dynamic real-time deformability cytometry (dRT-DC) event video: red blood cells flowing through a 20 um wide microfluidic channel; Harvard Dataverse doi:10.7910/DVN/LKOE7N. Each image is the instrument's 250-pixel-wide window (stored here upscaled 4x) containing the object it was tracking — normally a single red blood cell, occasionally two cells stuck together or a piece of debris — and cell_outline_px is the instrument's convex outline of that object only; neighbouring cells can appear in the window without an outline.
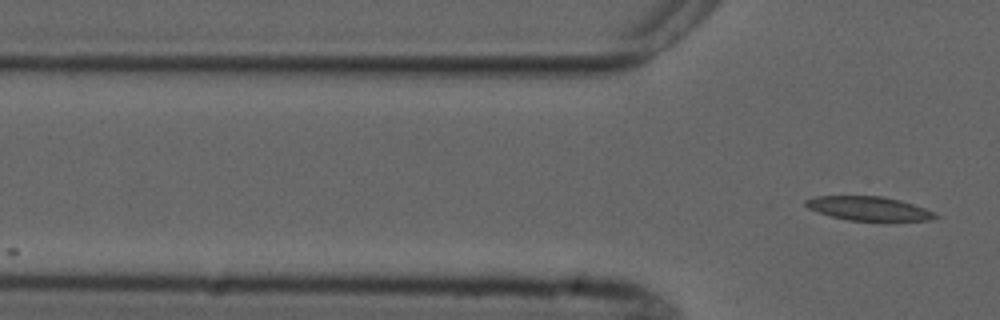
{"species": "common noctule bat (a hibernating species)", "species_latin": "Nyctalus noctula", "temperature_condition": "cold", "stored_images_in_passage": 4, "camera_frame_rate_fps": 3000, "um_per_image_px": 0.085, "animal": {"sex": "male", "forearm_length_mm": 52.5}, "frame": {"image": 1, "passage_image": 4, "time_ms": 3.333, "image_size_px": [1000, 320], "cell_outline_px": [[940, 216], [932, 220], [848, 220], [832, 216], [808, 208], [804, 204], [804, 200], [816, 196], [880, 196], [912, 204], [924, 208]], "centroid_in_image_um": [73.8, 17.71], "position_along_channel_um": 52.0, "area_um2": 17.63}}